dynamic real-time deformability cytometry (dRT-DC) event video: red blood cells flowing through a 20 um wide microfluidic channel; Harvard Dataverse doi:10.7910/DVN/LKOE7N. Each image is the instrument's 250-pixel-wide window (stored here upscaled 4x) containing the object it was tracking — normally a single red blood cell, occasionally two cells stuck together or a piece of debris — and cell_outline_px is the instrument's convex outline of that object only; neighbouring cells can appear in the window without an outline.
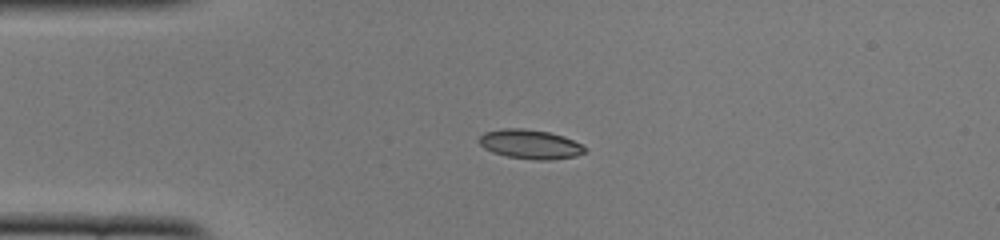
{"species": "common noctule bat (a hibernating species)", "species_latin": "Nyctalus noctula", "temperature_condition": "cold", "stored_images_in_passage": 40, "camera_frame_rate_fps": 3000, "um_per_image_px": 0.085, "animal": {"sex": "female", "body_mass_g": 22.0, "forearm_length_mm": 56.7}, "frame": {"image": 1, "passage_image": 1, "time_ms": 0.0, "image_size_px": [1000, 240], "cell_outline_px": [[588, 152], [576, 156], [548, 160], [536, 160], [508, 156], [492, 152], [484, 148], [480, 144], [480, 136], [484, 132], [504, 128], [524, 128], [548, 132], [564, 136], [588, 148]], "centroid_in_image_um": [45.1, 12.26], "position_along_channel_um": 39.9, "area_um2": 18.03}}
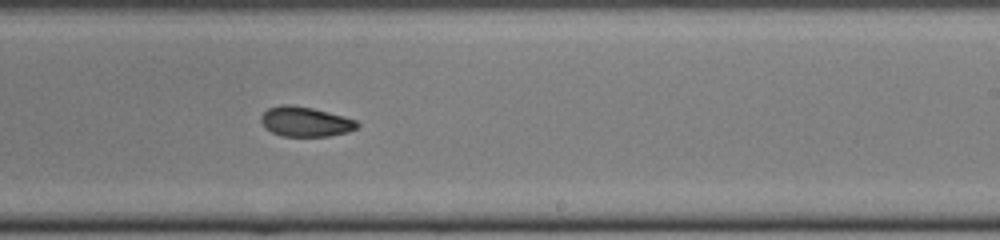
{"frame": {"image": 2, "passage_image": 20, "time_ms": 6.333, "image_size_px": [1000, 240], "cell_outline_px": [[360, 124], [356, 128], [348, 132], [328, 136], [280, 136], [264, 128], [260, 120], [260, 116], [268, 108], [280, 104], [288, 104], [312, 108], [344, 116], [356, 120]], "centroid_in_image_um": [25.93, 10.34], "position_along_channel_um": 263.1, "area_um2": 16.82}}
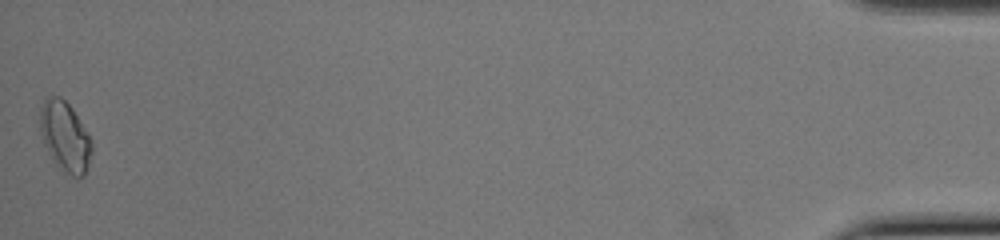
{"frame": {"image": 3, "passage_image": 40, "time_ms": 13.0, "image_size_px": [1000, 240], "cell_outline_px": [[92, 152], [84, 176], [72, 176], [56, 164], [52, 160], [44, 144], [40, 132], [40, 108], [44, 100], [48, 96], [60, 96], [72, 108], [92, 140]], "centroid_in_image_um": [5.52, 11.59], "position_along_channel_um": 429.7, "area_um2": 20.92}, "authors_computed_cell_mechanics": {"area_um2": 17.2533, "velocity_mm_per_s": 3.914, "shape_relaxation_time_tau1_ms": null, "shape_relaxation_time_tau2_ms": 4.7052, "deformation_change_tau1": null, "deformation_change_tau2": 0.0854}}